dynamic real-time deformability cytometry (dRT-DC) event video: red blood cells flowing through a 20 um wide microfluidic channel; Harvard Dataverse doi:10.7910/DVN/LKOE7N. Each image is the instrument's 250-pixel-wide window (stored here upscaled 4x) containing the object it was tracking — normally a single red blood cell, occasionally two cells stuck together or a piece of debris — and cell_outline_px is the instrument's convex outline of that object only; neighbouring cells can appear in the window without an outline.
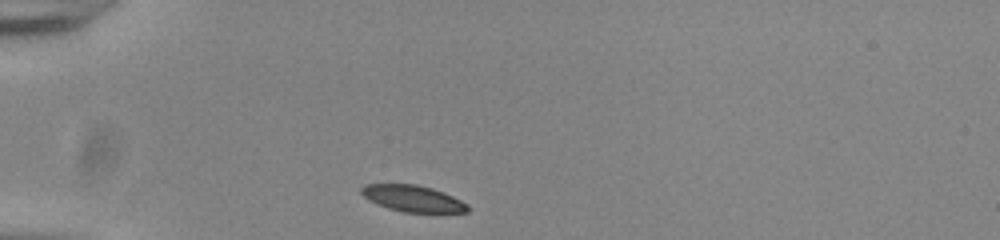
{"species": "common noctule bat (a hibernating species)", "species_latin": "Nyctalus noctula", "temperature_condition": "room temperature", "stored_images_in_passage": 32, "camera_frame_rate_fps": 3000, "um_per_image_px": 0.085, "animal": {"sex": "male", "body_mass_g": 20.0, "forearm_length_mm": 53.3}, "frame": {"image": 1, "passage_image": 1, "time_ms": 0.0, "image_size_px": [1000, 240], "cell_outline_px": [[472, 208], [468, 212], [404, 212], [388, 208], [376, 204], [368, 200], [360, 192], [360, 188], [364, 184], [416, 184], [432, 188], [444, 192], [468, 204]], "centroid_in_image_um": [35.09, 16.87], "position_along_channel_um": 49.9, "area_um2": 16.47}}
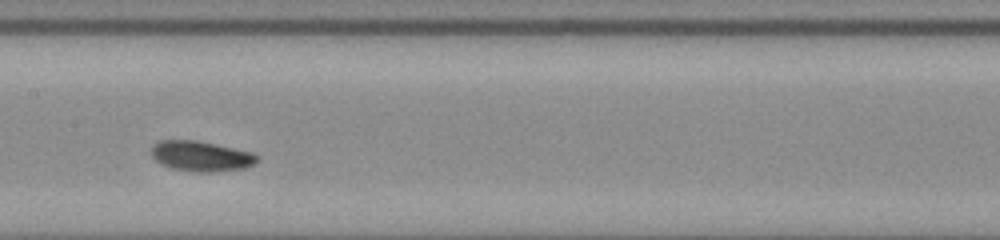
{"frame": {"image": 2, "passage_image": 14, "time_ms": 4.333, "image_size_px": [1000, 240], "cell_outline_px": [[260, 160], [256, 164], [244, 168], [208, 172], [200, 172], [172, 168], [160, 164], [152, 156], [152, 144], [160, 140], [196, 140], [216, 144], [252, 152], [260, 156]], "centroid_in_image_um": [17.12, 13.26], "position_along_channel_um": 190.3, "area_um2": 18.73}}
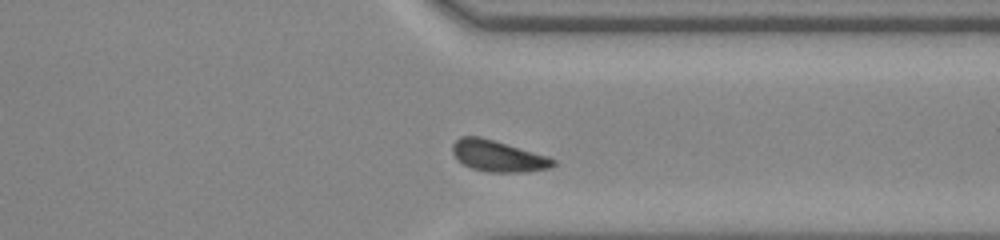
{"frame": {"image": 3, "passage_image": 28, "time_ms": 9.0, "image_size_px": [1000, 240], "cell_outline_px": [[556, 164], [552, 168], [528, 172], [488, 172], [472, 168], [456, 160], [452, 152], [452, 144], [460, 136], [480, 136], [548, 156], [556, 160]], "centroid_in_image_um": [42.34, 13.27], "position_along_channel_um": 369.1, "area_um2": 18.5}, "authors_computed_cell_mechanics": {"area_um2": 18.2359, "velocity_mm_per_s": 3.8307, "shape_relaxation_time_tau1_ms": 3.88, "shape_relaxation_time_tau2_ms": 5.7348, "deformation_change_tau1": 0.122, "deformation_change_tau2": 0.1277}}